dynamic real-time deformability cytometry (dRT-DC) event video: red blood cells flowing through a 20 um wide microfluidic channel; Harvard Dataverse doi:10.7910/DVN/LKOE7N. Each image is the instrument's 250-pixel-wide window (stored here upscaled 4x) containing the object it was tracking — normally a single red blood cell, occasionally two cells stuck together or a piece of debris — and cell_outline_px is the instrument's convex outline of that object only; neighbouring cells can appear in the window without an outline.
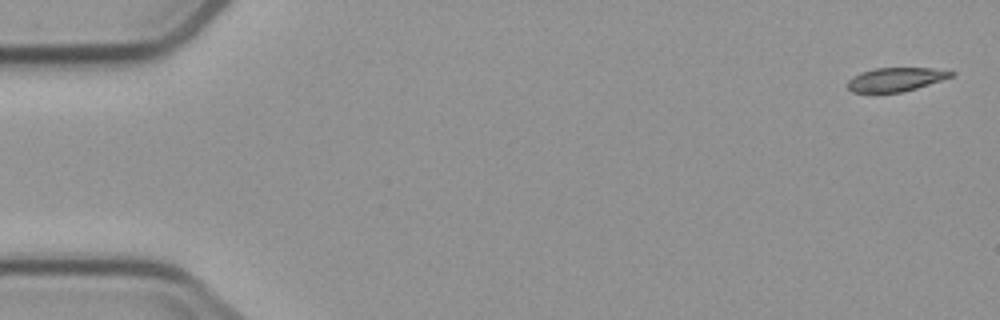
{"species": "common noctule bat (a hibernating species)", "species_latin": "Nyctalus noctula", "temperature_condition": "cold", "stored_images_in_passage": 5, "camera_frame_rate_fps": 3000, "um_per_image_px": 0.085, "animal": {"sex": "male", "body_mass_g": 23.1, "forearm_length_mm": 52.7}, "frame": {"image": 1, "passage_image": 1, "time_ms": 0.0, "image_size_px": [1000, 320], "cell_outline_px": [[956, 72], [952, 76], [916, 88], [900, 92], [852, 92], [848, 88], [848, 80], [852, 76], [860, 72], [876, 68], [932, 68]], "centroid_in_image_um": [76.1, 6.74], "position_along_channel_um": 8.9, "area_um2": 14.1}}
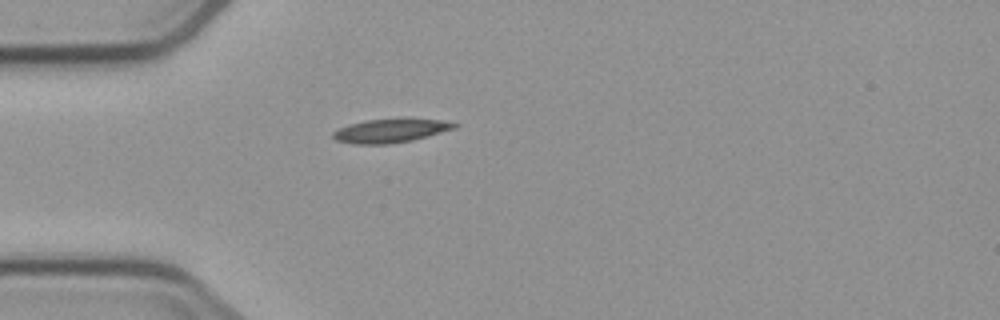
{"frame": {"image": 2, "passage_image": 5, "time_ms": 4.667, "image_size_px": [1000, 320], "cell_outline_px": [[460, 124], [456, 128], [412, 140], [388, 144], [356, 144], [336, 140], [332, 136], [332, 132], [348, 124], [364, 120], [404, 116], [440, 120]], "centroid_in_image_um": [33.22, 11.06], "position_along_channel_um": 51.8, "area_um2": 17.34}}